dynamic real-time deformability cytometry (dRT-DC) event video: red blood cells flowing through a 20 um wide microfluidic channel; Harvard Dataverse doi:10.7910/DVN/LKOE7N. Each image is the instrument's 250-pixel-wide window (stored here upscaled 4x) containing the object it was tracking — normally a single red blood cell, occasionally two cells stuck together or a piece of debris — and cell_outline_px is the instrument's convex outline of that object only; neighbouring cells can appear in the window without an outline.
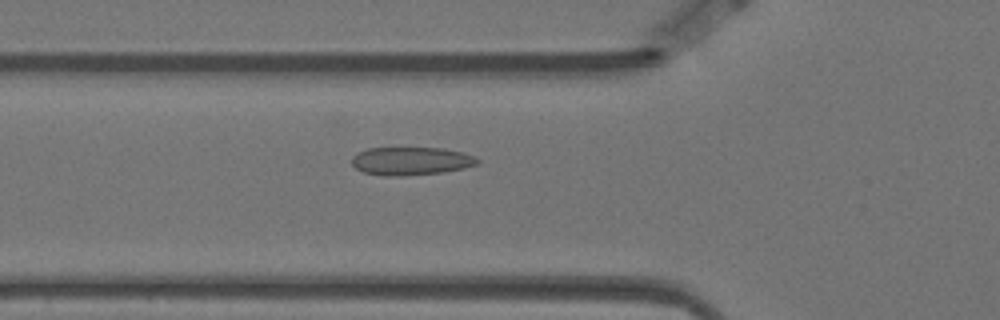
{"species": "Egyptian fruit bat (a non-hibernating species)", "species_latin": "Rousettus aegyptiacus", "temperature_condition": "warm", "stored_images_in_passage": 52, "camera_frame_rate_fps": 3000, "um_per_image_px": 0.085, "animal": {"sex": "female"}, "frame": {"image": 1, "passage_image": 19, "time_ms": 6.0, "image_size_px": [1000, 320], "cell_outline_px": [[480, 160], [476, 164], [460, 168], [440, 172], [400, 176], [384, 176], [364, 172], [356, 168], [352, 164], [352, 156], [356, 152], [368, 148], [444, 148], [460, 152], [472, 156]], "centroid_in_image_um": [34.85, 13.68], "position_along_channel_um": 90.9, "area_um2": 20.29}}
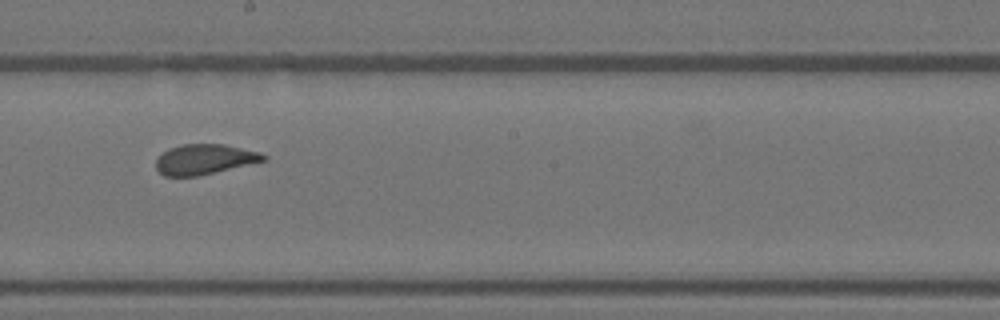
{"frame": {"image": 2, "passage_image": 31, "time_ms": 10.0, "image_size_px": [1000, 320], "cell_outline_px": [[268, 160], [196, 176], [164, 176], [156, 168], [156, 160], [168, 148], [184, 144], [224, 144], [260, 152], [268, 156]], "centroid_in_image_um": [17.41, 13.53], "position_along_channel_um": 230.8, "area_um2": 18.79}}
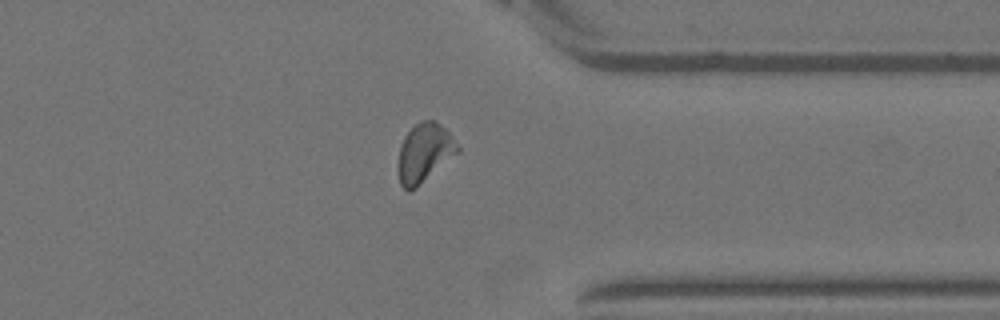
{"frame": {"image": 3, "passage_image": 44, "time_ms": 14.333, "image_size_px": [1000, 320], "cell_outline_px": [[460, 152], [416, 188], [408, 192], [400, 184], [400, 144], [404, 136], [420, 120], [436, 120], [448, 132], [460, 148]], "centroid_in_image_um": [36.11, 12.98], "position_along_channel_um": 375.3, "area_um2": 20.11}, "authors_computed_cell_mechanics": {"area_um2": 20.1722, "velocity_mm_per_s": 3.4812, "shape_relaxation_time_tau1_ms": 11.1829, "shape_relaxation_time_tau2_ms": 0.92, "deformation_change_tau1": 0.2027, "deformation_change_tau2": 0.0631}}